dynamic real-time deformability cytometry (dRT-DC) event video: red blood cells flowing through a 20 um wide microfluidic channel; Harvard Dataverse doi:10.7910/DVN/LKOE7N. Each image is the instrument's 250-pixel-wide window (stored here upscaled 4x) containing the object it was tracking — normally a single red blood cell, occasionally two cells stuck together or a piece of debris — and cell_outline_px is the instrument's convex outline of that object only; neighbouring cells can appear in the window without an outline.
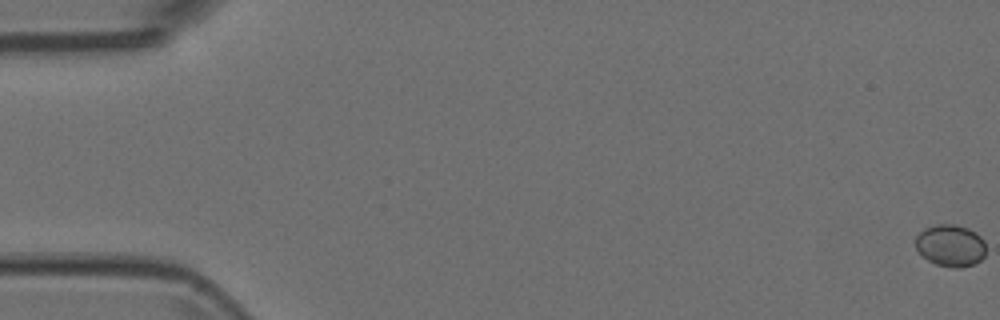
{"species": "Egyptian fruit bat (a non-hibernating species)", "species_latin": "Rousettus aegyptiacus", "temperature_condition": "room temperature", "stored_images_in_passage": 7, "camera_frame_rate_fps": 3000, "um_per_image_px": 0.085, "animal": {"sex": "female"}, "frame": {"image": 1, "passage_image": 1, "time_ms": 0.0, "image_size_px": [1000, 320], "cell_outline_px": [[984, 256], [980, 260], [972, 264], [960, 268], [952, 268], [936, 264], [928, 260], [916, 248], [916, 236], [924, 228], [936, 224], [952, 224], [968, 228], [976, 232], [984, 240]], "centroid_in_image_um": [80.79, 20.86], "position_along_channel_um": 4.2, "area_um2": 17.11}}
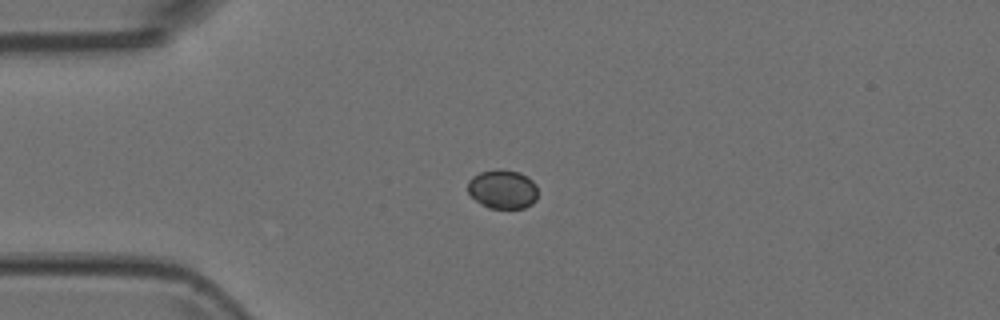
{"frame": {"image": 2, "passage_image": 5, "time_ms": 1.333, "image_size_px": [1000, 320], "cell_outline_px": [[536, 200], [532, 204], [524, 208], [488, 208], [480, 204], [468, 192], [468, 180], [472, 176], [480, 172], [496, 168], [500, 168], [520, 172], [528, 176], [536, 184]], "centroid_in_image_um": [42.72, 16.06], "position_along_channel_um": 42.3, "area_um2": 16.18}}
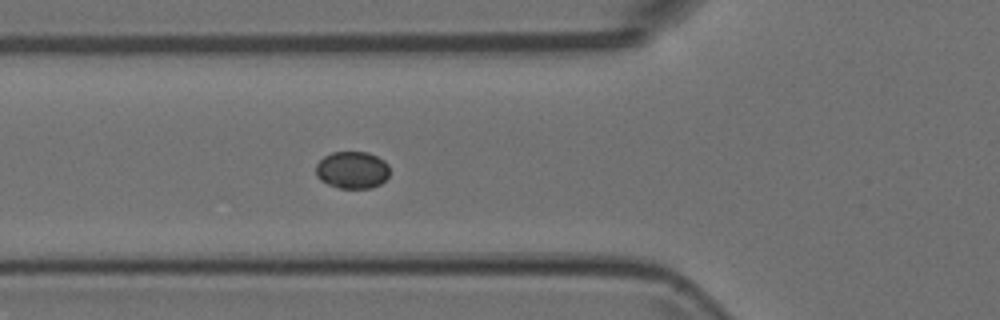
{"frame": {"image": 3, "passage_image": 7, "time_ms": 2.0, "image_size_px": [1000, 320], "cell_outline_px": [[388, 176], [380, 184], [372, 188], [340, 188], [328, 184], [320, 180], [316, 176], [316, 164], [324, 156], [332, 152], [368, 152], [384, 160], [388, 164]], "centroid_in_image_um": [29.93, 14.44], "position_along_channel_um": 95.9, "area_um2": 16.01}}